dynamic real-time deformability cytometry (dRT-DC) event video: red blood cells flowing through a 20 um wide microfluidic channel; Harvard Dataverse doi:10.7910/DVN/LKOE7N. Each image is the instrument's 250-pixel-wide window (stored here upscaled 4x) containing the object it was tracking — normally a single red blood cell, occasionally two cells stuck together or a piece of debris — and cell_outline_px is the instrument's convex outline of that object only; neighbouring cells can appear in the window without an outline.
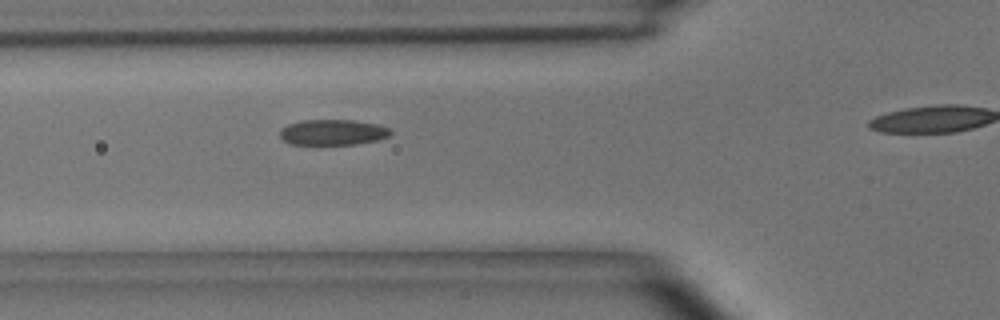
{"species": "common noctule bat (a hibernating species)", "species_latin": "Nyctalus noctula", "temperature_condition": "room temperature", "stored_images_in_passage": 28, "camera_frame_rate_fps": 3000, "um_per_image_px": 0.085, "animal": {"sex": "male", "body_mass_g": 15.6}, "frame": {"image": 1, "passage_image": 5, "time_ms": 1.333, "image_size_px": [1000, 320], "cell_outline_px": [[392, 132], [388, 136], [380, 140], [356, 144], [292, 144], [280, 140], [280, 128], [288, 124], [300, 120], [352, 120], [380, 124], [392, 128]], "centroid_in_image_um": [28.3, 11.24], "position_along_channel_um": 97.5, "area_um2": 16.82}}